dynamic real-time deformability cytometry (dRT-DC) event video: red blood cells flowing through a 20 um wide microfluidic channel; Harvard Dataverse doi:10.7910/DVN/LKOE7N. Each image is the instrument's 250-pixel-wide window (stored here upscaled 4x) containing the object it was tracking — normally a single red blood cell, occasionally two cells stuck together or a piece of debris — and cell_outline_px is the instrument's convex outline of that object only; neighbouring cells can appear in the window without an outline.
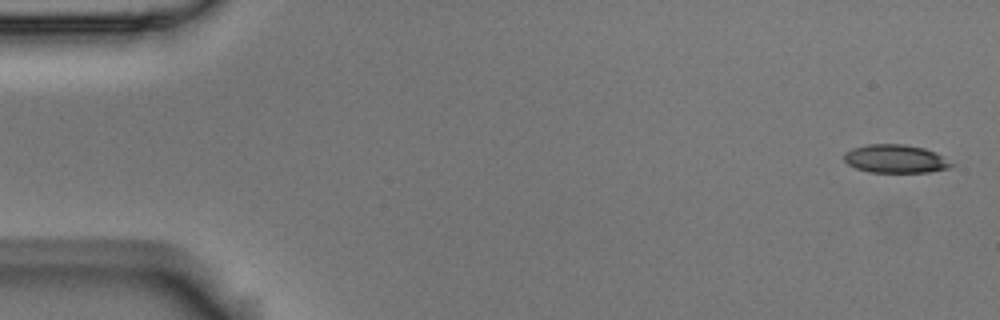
{"species": "Egyptian fruit bat (a non-hibernating species)", "species_latin": "Rousettus aegyptiacus", "temperature_condition": "room temperature", "stored_images_in_passage": 5, "camera_frame_rate_fps": 3000, "um_per_image_px": 0.085, "animal": {"sex": "male"}, "frame": {"image": 1, "passage_image": 1, "time_ms": 0.0, "image_size_px": [1000, 320], "cell_outline_px": [[956, 164], [948, 168], [928, 172], [868, 172], [856, 168], [848, 164], [844, 160], [844, 152], [852, 148], [868, 144], [904, 144], [924, 148], [936, 152]], "centroid_in_image_um": [76.12, 13.49], "position_along_channel_um": 8.9, "area_um2": 17.8}}
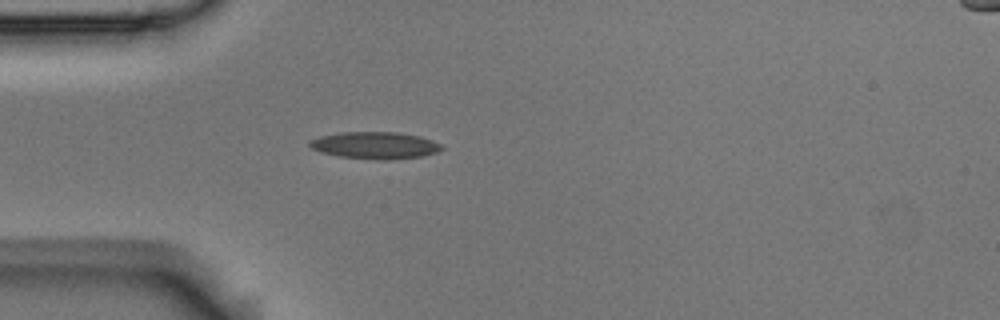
{"frame": {"image": 2, "passage_image": 5, "time_ms": 1.333, "image_size_px": [1000, 320], "cell_outline_px": [[444, 148], [436, 152], [420, 156], [388, 160], [380, 160], [340, 156], [320, 152], [312, 148], [308, 144], [308, 140], [320, 136], [340, 132], [396, 132], [420, 136], [444, 144]], "centroid_in_image_um": [31.88, 12.34], "position_along_channel_um": 53.1, "area_um2": 20.81}}